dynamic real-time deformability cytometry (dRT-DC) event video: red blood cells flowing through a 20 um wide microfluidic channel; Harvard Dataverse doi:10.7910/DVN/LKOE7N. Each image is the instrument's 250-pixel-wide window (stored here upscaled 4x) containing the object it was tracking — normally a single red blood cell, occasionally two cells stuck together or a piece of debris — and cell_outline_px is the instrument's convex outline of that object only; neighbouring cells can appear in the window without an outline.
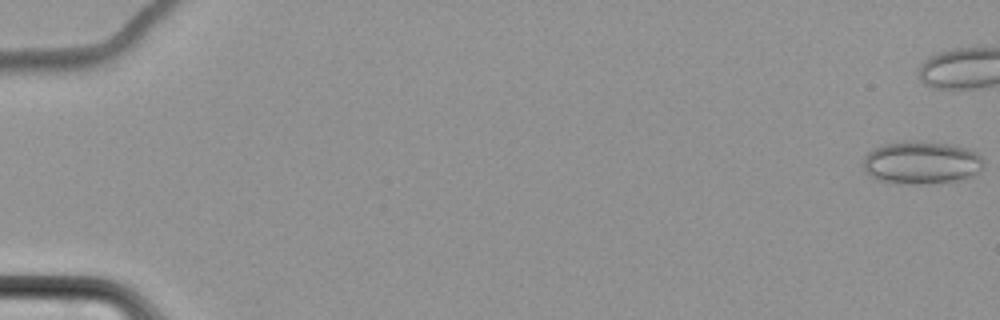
{"species": "common noctule bat (a hibernating species)", "species_latin": "Nyctalus noctula", "temperature_condition": "cold", "stored_images_in_passage": 12, "camera_frame_rate_fps": 3000, "um_per_image_px": 0.085, "animal": {"sex": "female", "body_mass_g": 22.7, "forearm_length_mm": 54.2}, "frame": {"image": 1, "passage_image": 1, "time_ms": 0.0, "image_size_px": [1000, 320], "cell_outline_px": [[984, 168], [972, 176], [960, 180], [924, 184], [908, 184], [876, 180], [864, 172], [864, 156], [868, 152], [884, 144], [904, 140], [916, 140], [948, 144], [964, 148], [976, 152], [984, 160]], "centroid_in_image_um": [78.32, 13.83], "position_along_channel_um": 6.7, "area_um2": 30.35}}
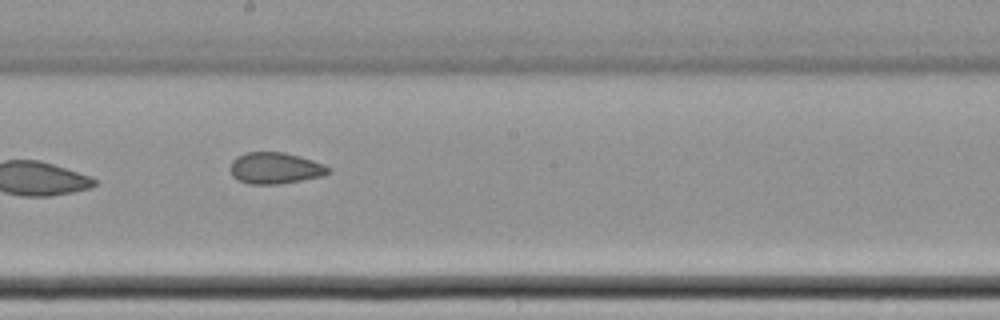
{"frame": {"image": 2, "passage_image": 10, "time_ms": 13.0, "image_size_px": [1000, 320], "cell_outline_px": [[332, 172], [324, 176], [280, 184], [248, 184], [236, 180], [232, 176], [228, 168], [232, 160], [236, 156], [248, 152], [284, 152], [300, 156], [324, 164], [332, 168]], "centroid_in_image_um": [23.38, 14.3], "position_along_channel_um": 224.8, "area_um2": 18.38}}
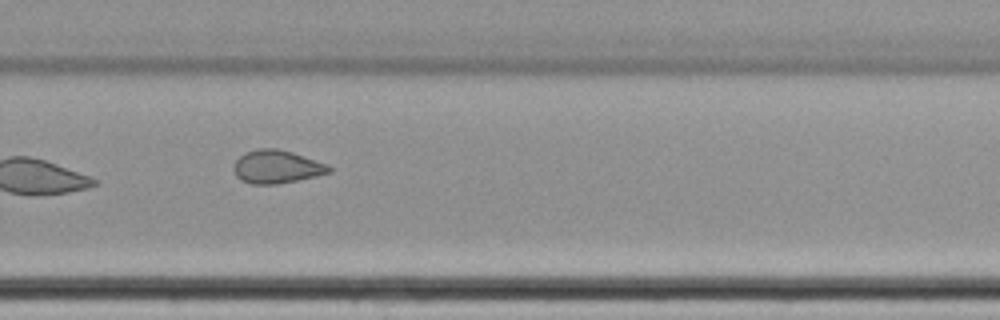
{"frame": {"image": 3, "passage_image": 12, "time_ms": 15.333, "image_size_px": [1000, 320], "cell_outline_px": [[332, 172], [316, 176], [276, 184], [252, 184], [240, 180], [236, 176], [232, 168], [236, 160], [244, 152], [260, 148], [280, 148], [328, 164], [332, 168]], "centroid_in_image_um": [23.51, 14.17], "position_along_channel_um": 306.3, "area_um2": 18.55}}